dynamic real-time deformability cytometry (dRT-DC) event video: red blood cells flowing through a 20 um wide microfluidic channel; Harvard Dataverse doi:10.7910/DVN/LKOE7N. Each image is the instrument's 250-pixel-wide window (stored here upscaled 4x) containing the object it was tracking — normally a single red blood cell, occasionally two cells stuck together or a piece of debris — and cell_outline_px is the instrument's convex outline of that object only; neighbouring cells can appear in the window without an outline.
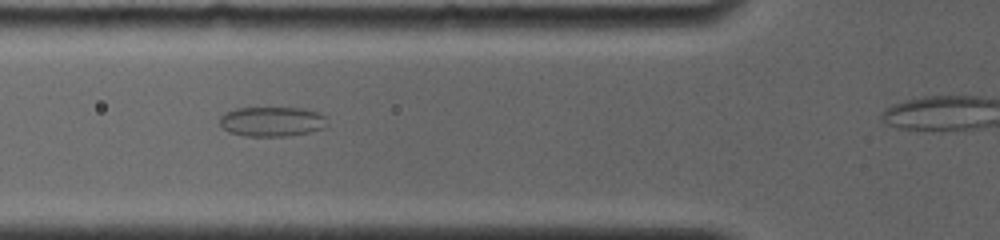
{"species": "common noctule bat (a hibernating species)", "species_latin": "Nyctalus noctula", "temperature_condition": "room temperature", "stored_images_in_passage": 17, "segment_of_instrument_passage": [1, 2], "camera_frame_rate_fps": 4000, "um_per_image_px": 0.085, "animal": {"sex": "female", "body_mass_g": 19.0, "forearm_length_mm": 56.7}, "frame": {"image": 1, "passage_image": 3, "time_ms": 1.5, "image_size_px": [1000, 240], "cell_outline_px": [[328, 124], [324, 128], [308, 132], [288, 136], [244, 136], [228, 132], [220, 124], [220, 116], [224, 112], [236, 108], [308, 108], [324, 116]], "centroid_in_image_um": [23.1, 10.33], "position_along_channel_um": 102.7, "area_um2": 18.73}}
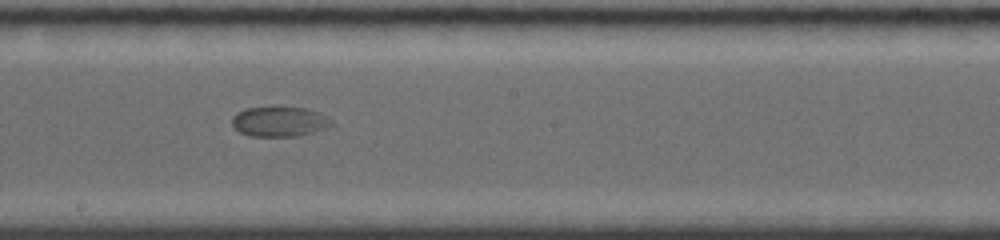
{"frame": {"image": 2, "passage_image": 9, "time_ms": 4.75, "image_size_px": [1000, 240], "cell_outline_px": [[332, 124], [328, 128], [296, 136], [248, 136], [240, 132], [232, 124], [232, 116], [236, 112], [244, 108], [304, 108], [316, 112], [332, 120]], "centroid_in_image_um": [23.71, 10.35], "position_along_channel_um": 224.5, "area_um2": 17.05}}
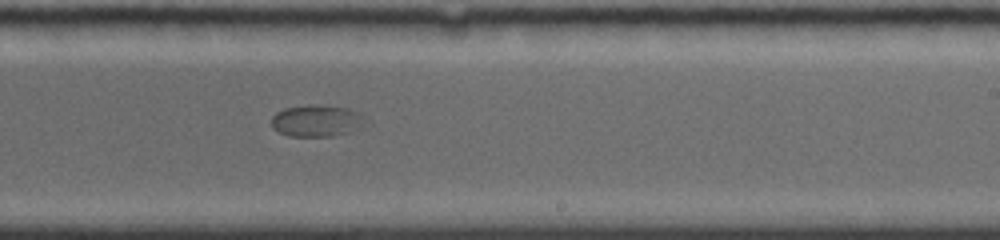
{"frame": {"image": 3, "passage_image": 12, "time_ms": 5.75, "image_size_px": [1000, 240], "cell_outline_px": [[364, 116], [348, 132], [332, 136], [288, 136], [272, 128], [272, 116], [276, 112], [284, 108], [308, 104], [320, 104], [348, 108]], "centroid_in_image_um": [26.77, 10.24], "position_along_channel_um": 262.2, "area_um2": 16.88}}